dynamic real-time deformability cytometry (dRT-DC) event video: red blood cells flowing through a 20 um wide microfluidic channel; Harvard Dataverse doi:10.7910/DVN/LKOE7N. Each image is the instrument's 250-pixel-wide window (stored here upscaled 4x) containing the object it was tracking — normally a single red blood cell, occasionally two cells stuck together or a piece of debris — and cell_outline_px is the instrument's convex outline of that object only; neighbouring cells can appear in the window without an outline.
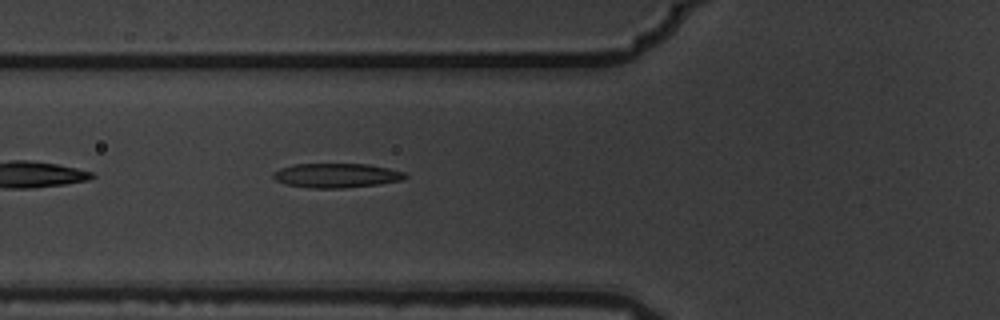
{"species": "common noctule bat (a hibernating species)", "species_latin": "Nyctalus noctula", "temperature_condition": "warm", "stored_images_in_passage": 6, "camera_frame_rate_fps": 3000, "um_per_image_px": 0.085, "animal": {"sex": "male", "body_mass_g": 19.5, "forearm_length_mm": 54.6}, "frame": {"image": 1, "passage_image": 6, "time_ms": 1.667, "image_size_px": [1000, 320], "cell_outline_px": [[408, 176], [400, 180], [380, 184], [344, 188], [312, 188], [288, 184], [276, 180], [272, 176], [272, 172], [280, 168], [292, 164], [368, 164], [388, 168], [404, 172]], "centroid_in_image_um": [28.58, 14.91], "position_along_channel_um": 97.2, "area_um2": 18.67}}